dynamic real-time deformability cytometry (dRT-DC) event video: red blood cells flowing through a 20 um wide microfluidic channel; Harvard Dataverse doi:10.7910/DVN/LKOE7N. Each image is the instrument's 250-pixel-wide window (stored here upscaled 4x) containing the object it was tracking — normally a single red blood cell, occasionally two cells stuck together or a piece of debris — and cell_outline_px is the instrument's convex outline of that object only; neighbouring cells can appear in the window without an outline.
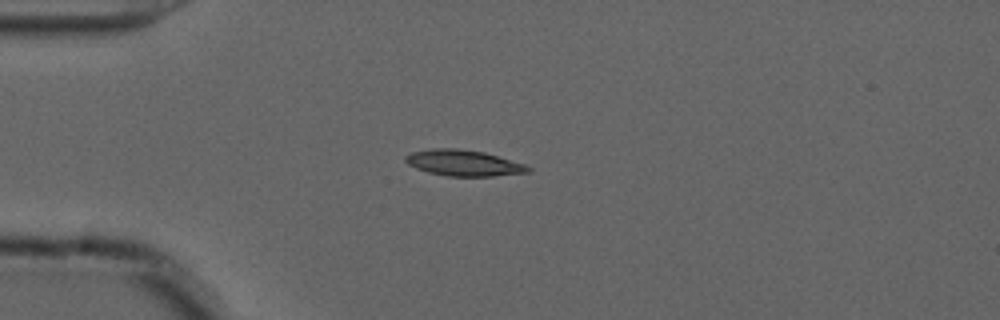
{"species": "common noctule bat (a hibernating species)", "species_latin": "Nyctalus noctula", "temperature_condition": "cold", "stored_images_in_passage": 55, "camera_frame_rate_fps": 3000, "um_per_image_px": 0.085, "animal": {"sex": "male", "forearm_length_mm": 52.5}, "frame": {"image": 1, "passage_image": 14, "time_ms": 4.333, "image_size_px": [1000, 320], "cell_outline_px": [[532, 172], [492, 176], [448, 176], [428, 172], [416, 168], [408, 164], [404, 160], [404, 156], [412, 152], [432, 148], [456, 148], [484, 152], [524, 164], [532, 168]], "centroid_in_image_um": [39.4, 13.85], "position_along_channel_um": 45.6, "area_um2": 18.55}}
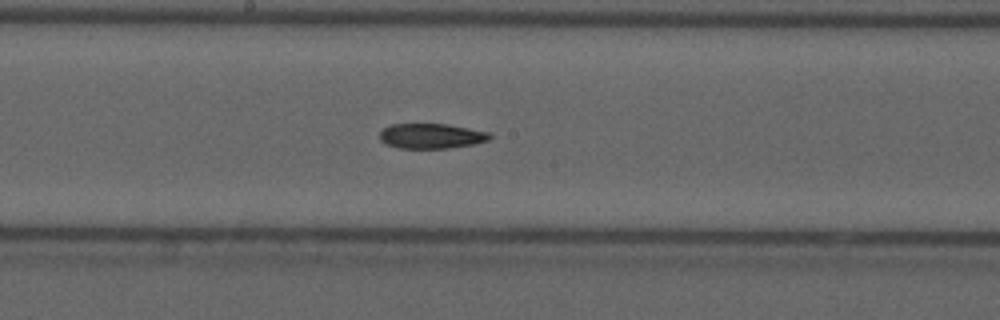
{"frame": {"image": 2, "passage_image": 29, "time_ms": 9.333, "image_size_px": [1000, 320], "cell_outline_px": [[492, 136], [488, 140], [472, 144], [448, 148], [400, 148], [388, 144], [380, 140], [380, 132], [384, 128], [392, 124], [448, 124], [488, 132]], "centroid_in_image_um": [36.65, 11.55], "position_along_channel_um": 211.5, "area_um2": 15.84}}
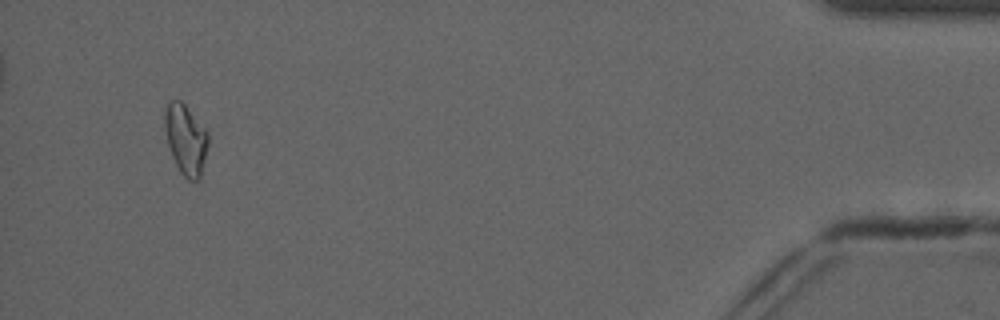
{"frame": {"image": 3, "passage_image": 52, "time_ms": 17.0, "image_size_px": [1000, 320], "cell_outline_px": [[208, 144], [200, 180], [188, 180], [180, 172], [172, 156], [168, 144], [164, 128], [164, 112], [168, 104], [172, 100], [180, 100], [184, 104], [208, 132]], "centroid_in_image_um": [15.79, 11.87], "position_along_channel_um": 419.4, "area_um2": 17.63}, "authors_computed_cell_mechanics": {"area_um2": 16.9932, "velocity_mm_per_s": 3.7039, "shape_relaxation_time_tau1_ms": 9.4589, "shape_relaxation_time_tau2_ms": null, "deformation_change_tau1": 0.1889, "deformation_change_tau2": null}}